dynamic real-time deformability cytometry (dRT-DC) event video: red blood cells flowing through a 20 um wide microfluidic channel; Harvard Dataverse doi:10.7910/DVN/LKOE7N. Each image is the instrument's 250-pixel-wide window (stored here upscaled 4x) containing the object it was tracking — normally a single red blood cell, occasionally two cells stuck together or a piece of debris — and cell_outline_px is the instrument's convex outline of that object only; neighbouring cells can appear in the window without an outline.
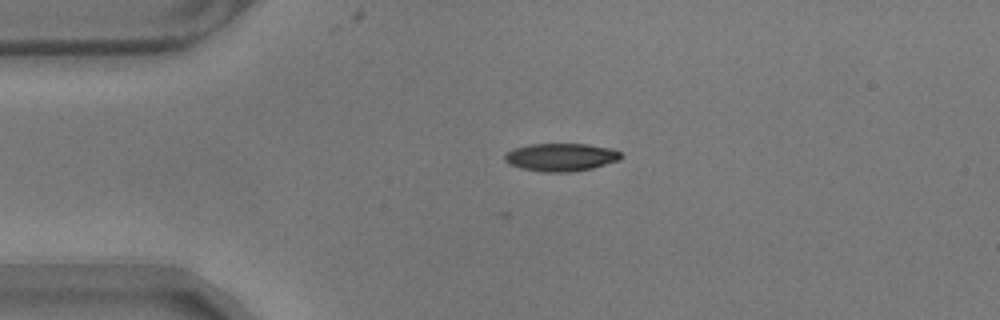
{"species": "common noctule bat (a hibernating species)", "species_latin": "Nyctalus noctula", "temperature_condition": "warm", "stored_images_in_passage": 5, "camera_frame_rate_fps": 3000, "um_per_image_px": 0.085, "animal": {"sex": "male", "body_mass_g": 17.9}, "frame": {"image": 1, "passage_image": 1, "time_ms": 0.0, "image_size_px": [1000, 320], "cell_outline_px": [[624, 156], [620, 160], [592, 168], [572, 172], [544, 172], [520, 168], [508, 164], [504, 160], [504, 156], [512, 148], [528, 144], [588, 144], [612, 148], [620, 152]], "centroid_in_image_um": [47.68, 13.36], "position_along_channel_um": 37.3, "area_um2": 19.13}}